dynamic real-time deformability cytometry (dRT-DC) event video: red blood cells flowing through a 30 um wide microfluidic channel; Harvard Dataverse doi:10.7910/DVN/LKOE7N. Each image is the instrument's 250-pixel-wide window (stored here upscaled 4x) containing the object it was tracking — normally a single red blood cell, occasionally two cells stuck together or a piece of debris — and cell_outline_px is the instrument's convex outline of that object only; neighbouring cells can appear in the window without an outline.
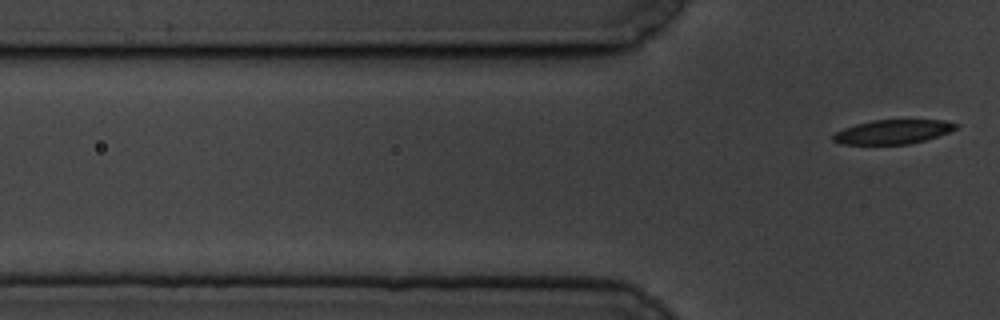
{"species": "common noctule bat (a hibernating species)", "species_latin": "Nyctalus noctula", "temperature_condition": "cold", "stored_images_in_passage": 2, "camera_frame_rate_fps": 3000, "um_per_image_px": 0.085, "animal": {"sex": "male", "body_mass_g": 19.5, "forearm_length_mm": 54.6}, "frame": {"image": 1, "passage_image": 2, "time_ms": 2.333, "image_size_px": [1000, 320], "cell_outline_px": [[956, 128], [948, 132], [924, 140], [908, 144], [840, 144], [832, 140], [832, 136], [836, 132], [844, 128], [856, 124], [872, 120], [944, 120], [956, 124]], "centroid_in_image_um": [75.84, 11.2], "position_along_channel_um": 50.0, "area_um2": 17.05}}